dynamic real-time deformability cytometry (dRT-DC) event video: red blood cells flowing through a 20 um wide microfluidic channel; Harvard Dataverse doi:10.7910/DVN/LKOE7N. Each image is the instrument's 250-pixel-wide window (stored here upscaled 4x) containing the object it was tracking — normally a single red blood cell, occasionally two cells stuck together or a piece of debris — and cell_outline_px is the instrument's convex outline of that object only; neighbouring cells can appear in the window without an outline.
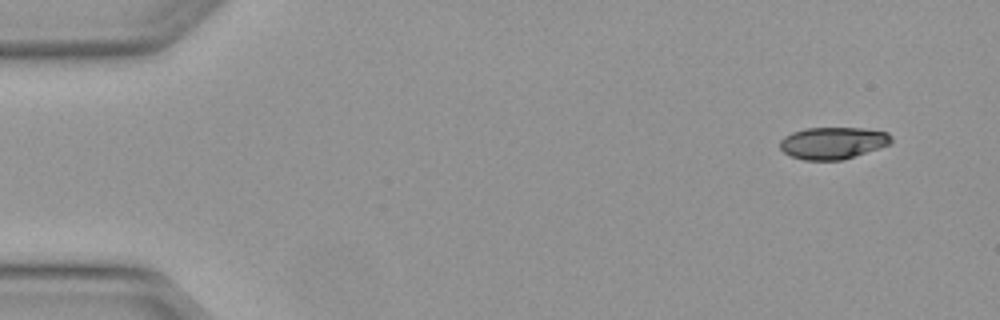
{"species": "Egyptian fruit bat (a non-hibernating species)", "species_latin": "Rousettus aegyptiacus", "temperature_condition": "warm", "stored_images_in_passage": 4, "camera_frame_rate_fps": 3000, "um_per_image_px": 0.085, "animal": {"sex": "female"}, "frame": {"image": 1, "passage_image": 1, "time_ms": 0.0, "image_size_px": [1000, 320], "cell_outline_px": [[892, 144], [844, 160], [804, 160], [792, 156], [784, 152], [780, 148], [780, 140], [784, 136], [792, 132], [804, 128], [864, 128], [888, 132], [892, 136]], "centroid_in_image_um": [70.83, 12.15], "position_along_channel_um": 14.2, "area_um2": 20.98}}
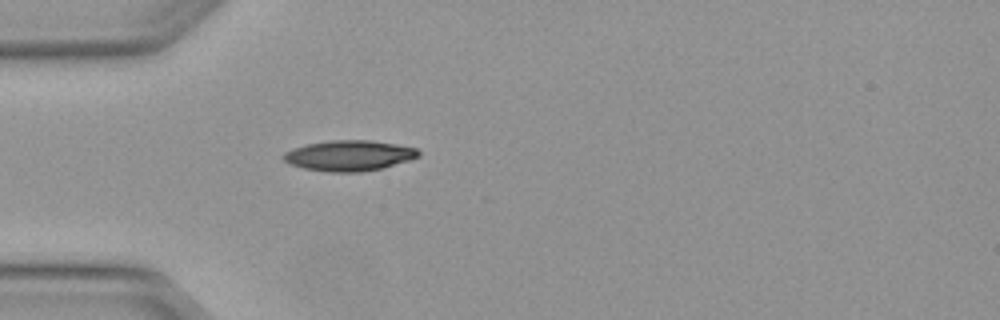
{"frame": {"image": 2, "passage_image": 4, "time_ms": 1.0, "image_size_px": [1000, 320], "cell_outline_px": [[420, 156], [384, 168], [360, 172], [328, 172], [304, 168], [288, 164], [280, 156], [284, 152], [292, 148], [308, 144], [332, 140], [372, 140], [396, 144], [416, 148], [420, 152]], "centroid_in_image_um": [29.65, 13.23], "position_along_channel_um": 55.3, "area_um2": 24.16}}